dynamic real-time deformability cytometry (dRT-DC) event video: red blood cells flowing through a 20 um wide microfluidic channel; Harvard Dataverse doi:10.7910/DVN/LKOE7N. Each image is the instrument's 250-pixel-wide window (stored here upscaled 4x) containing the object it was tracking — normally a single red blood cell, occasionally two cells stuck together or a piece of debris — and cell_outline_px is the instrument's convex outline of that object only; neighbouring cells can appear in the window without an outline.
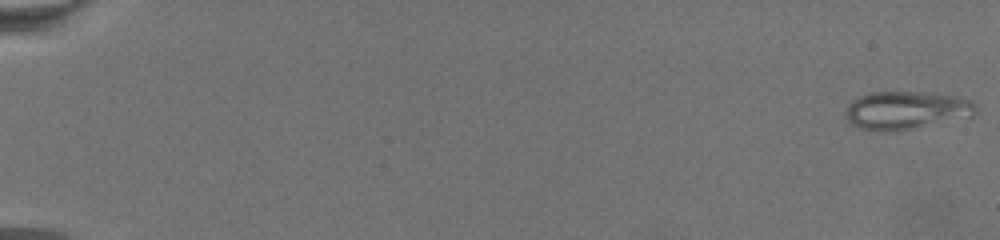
{"species": "common noctule bat (a hibernating species)", "species_latin": "Nyctalus noctula", "temperature_condition": "warm", "stored_images_in_passage": 74, "camera_frame_rate_fps": 3000, "um_per_image_px": 0.085, "animal": {"sex": "female", "body_mass_g": 19.5, "forearm_length_mm": 54.1}, "frame": {"image": 1, "passage_image": 1, "time_ms": 0.0, "image_size_px": [1000, 240], "cell_outline_px": [[976, 112], [972, 116], [896, 132], [880, 132], [860, 128], [852, 124], [848, 120], [844, 112], [848, 104], [852, 100], [860, 96], [872, 92], [924, 92], [960, 96], [972, 100], [976, 104]], "centroid_in_image_um": [77.03, 9.38], "position_along_channel_um": 8.0, "area_um2": 29.25}}
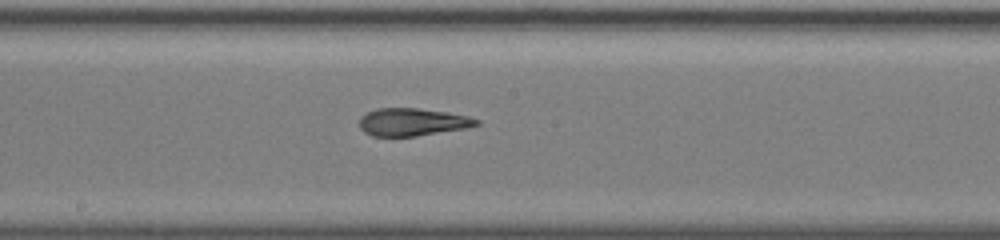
{"frame": {"image": 2, "passage_image": 43, "time_ms": 14.0, "image_size_px": [1000, 240], "cell_outline_px": [[480, 124], [464, 128], [416, 136], [372, 136], [364, 132], [360, 128], [360, 116], [376, 108], [416, 108], [444, 112], [468, 116], [480, 120]], "centroid_in_image_um": [35.02, 10.37], "position_along_channel_um": 213.2, "area_um2": 18.67}}
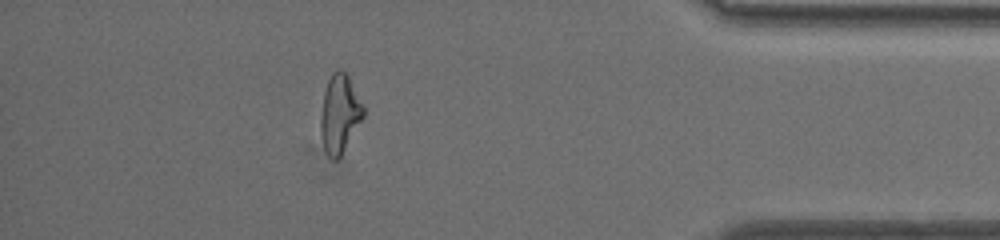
{"frame": {"image": 3, "passage_image": 66, "time_ms": 21.667, "image_size_px": [1000, 240], "cell_outline_px": [[364, 116], [340, 156], [336, 160], [332, 160], [328, 156], [324, 148], [320, 132], [320, 116], [324, 92], [328, 80], [332, 72], [336, 68], [340, 68], [348, 76], [364, 104]], "centroid_in_image_um": [28.87, 9.65], "position_along_channel_um": 406.3, "area_um2": 19.54}}